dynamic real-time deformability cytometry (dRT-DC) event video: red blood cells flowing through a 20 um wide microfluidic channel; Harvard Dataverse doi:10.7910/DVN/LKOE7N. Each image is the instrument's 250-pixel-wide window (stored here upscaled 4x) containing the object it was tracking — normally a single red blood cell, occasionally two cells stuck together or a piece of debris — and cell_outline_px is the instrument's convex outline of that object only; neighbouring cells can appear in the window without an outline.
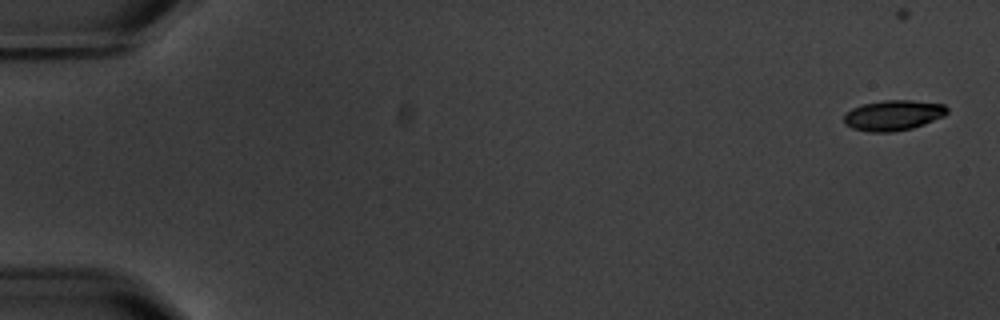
{"species": "common noctule bat (a hibernating species)", "species_latin": "Nyctalus noctula", "temperature_condition": "warm", "stored_images_in_passage": 6, "camera_frame_rate_fps": 3000, "um_per_image_px": 0.085, "animal": {"sex": "male", "body_mass_g": 20.1, "forearm_length_mm": 53.5}, "frame": {"image": 1, "passage_image": 1, "time_ms": 0.0, "image_size_px": [1000, 320], "cell_outline_px": [[948, 112], [944, 116], [924, 124], [912, 128], [892, 132], [868, 132], [852, 128], [844, 124], [844, 116], [852, 108], [864, 104], [884, 100], [912, 100], [944, 104], [948, 108]], "centroid_in_image_um": [75.94, 9.8], "position_along_channel_um": 9.1, "area_um2": 18.26}}
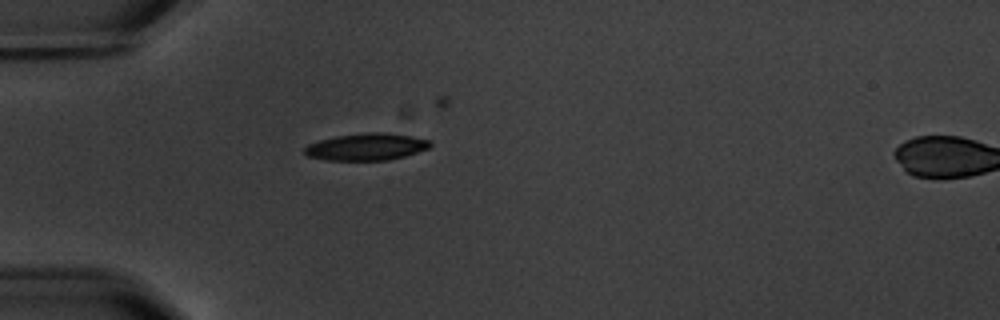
{"frame": {"image": 2, "passage_image": 5, "time_ms": 5.333, "image_size_px": [1000, 320], "cell_outline_px": [[432, 144], [428, 148], [404, 156], [388, 160], [324, 160], [308, 156], [304, 152], [304, 148], [308, 144], [320, 140], [336, 136], [364, 132], [388, 132], [412, 136], [428, 140]], "centroid_in_image_um": [31.13, 12.47], "position_along_channel_um": 53.9, "area_um2": 19.77}}